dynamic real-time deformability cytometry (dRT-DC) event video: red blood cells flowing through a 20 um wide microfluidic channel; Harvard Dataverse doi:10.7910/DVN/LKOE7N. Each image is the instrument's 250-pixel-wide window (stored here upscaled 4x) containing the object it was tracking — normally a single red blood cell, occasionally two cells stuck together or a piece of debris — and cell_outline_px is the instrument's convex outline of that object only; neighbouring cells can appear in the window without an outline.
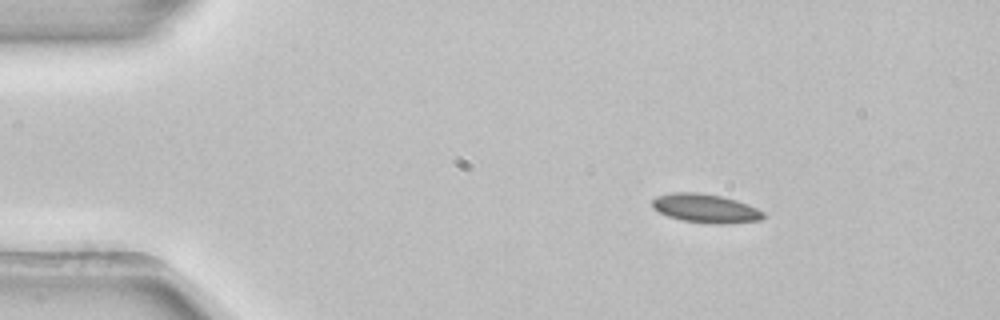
{"species": "common noctule bat (a hibernating species)", "species_latin": "Nyctalus noctula", "temperature_condition": "room temperature", "stored_images_in_passage": 3, "camera_frame_rate_fps": 3000, "um_per_image_px": 0.085, "animal": {"sex": "female", "body_mass_g": 22.7, "forearm_length_mm": 54.2}, "frame": {"image": 1, "passage_image": 1, "time_ms": 0.0, "image_size_px": [1000, 320], "cell_outline_px": [[768, 216], [760, 220], [724, 224], [716, 224], [680, 220], [668, 216], [652, 208], [652, 200], [656, 196], [672, 192], [696, 192], [720, 196], [736, 200], [748, 204], [764, 212]], "centroid_in_image_um": [59.98, 17.71], "position_along_channel_um": 25.0, "area_um2": 18.73}}